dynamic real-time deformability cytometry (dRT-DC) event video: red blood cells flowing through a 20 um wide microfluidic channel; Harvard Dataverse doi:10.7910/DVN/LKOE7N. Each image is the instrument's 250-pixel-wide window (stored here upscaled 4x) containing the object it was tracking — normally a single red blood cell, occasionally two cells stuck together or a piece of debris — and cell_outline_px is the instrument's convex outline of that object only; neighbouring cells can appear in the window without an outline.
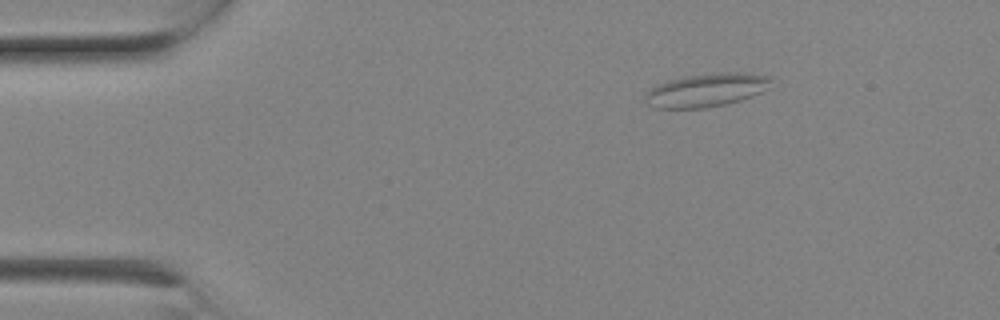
{"species": "Egyptian fruit bat (a non-hibernating species)", "species_latin": "Rousettus aegyptiacus", "temperature_condition": "room temperature", "stored_images_in_passage": 5, "camera_frame_rate_fps": 3000, "um_per_image_px": 0.085, "animal": {"sex": "female"}, "frame": {"image": 1, "passage_image": 1, "time_ms": 0.0, "image_size_px": [1000, 320], "cell_outline_px": [[772, 88], [752, 96], [740, 100], [724, 104], [704, 108], [656, 108], [648, 104], [644, 100], [644, 96], [656, 84], [668, 80], [684, 76], [716, 72], [740, 72], [768, 76], [772, 80]], "centroid_in_image_um": [60.07, 7.64], "position_along_channel_um": 24.9, "area_um2": 24.68}}